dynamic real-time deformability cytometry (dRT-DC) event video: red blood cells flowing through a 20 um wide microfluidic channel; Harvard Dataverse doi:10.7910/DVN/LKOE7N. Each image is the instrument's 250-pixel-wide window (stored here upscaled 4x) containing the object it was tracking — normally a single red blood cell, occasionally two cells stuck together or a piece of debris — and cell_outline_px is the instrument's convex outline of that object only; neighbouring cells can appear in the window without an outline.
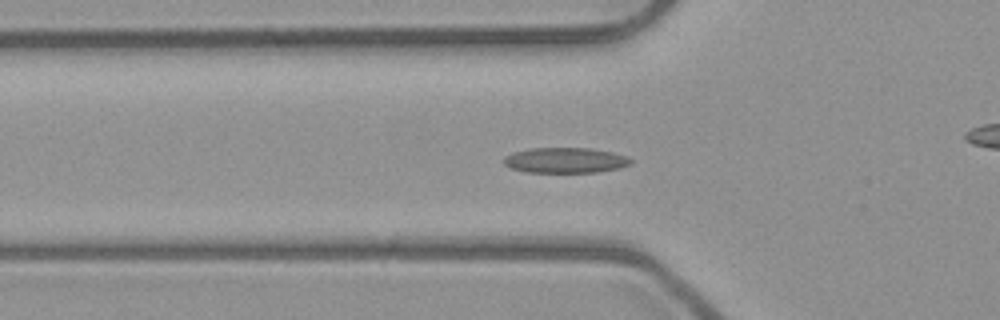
{"species": "common noctule bat (a hibernating species)", "species_latin": "Nyctalus noctula", "temperature_condition": "room temperature", "stored_images_in_passage": 53, "camera_frame_rate_fps": 3000, "um_per_image_px": 0.085, "animal": {"sex": "male", "body_mass_g": 23.1, "forearm_length_mm": 52.7}, "frame": {"image": 1, "passage_image": 18, "time_ms": 5.667, "image_size_px": [1000, 320], "cell_outline_px": [[632, 164], [620, 168], [596, 172], [524, 172], [512, 168], [504, 164], [504, 156], [512, 152], [532, 148], [588, 148], [612, 152], [628, 156], [632, 160]], "centroid_in_image_um": [48.06, 13.62], "position_along_channel_um": 77.7, "area_um2": 18.84}}
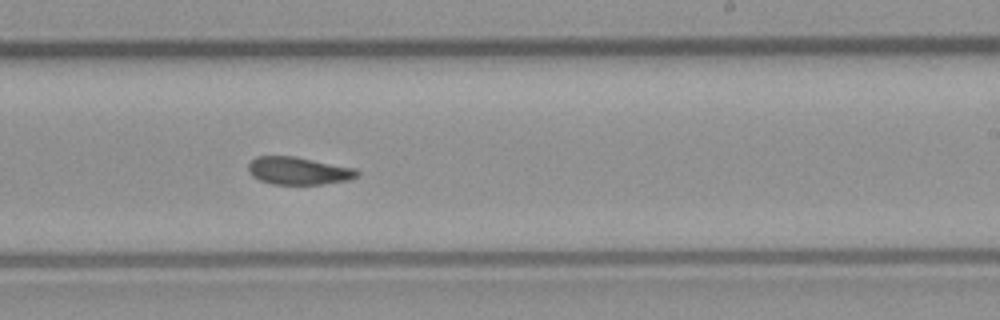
{"frame": {"image": 2, "passage_image": 32, "time_ms": 10.333, "image_size_px": [1000, 320], "cell_outline_px": [[360, 172], [352, 180], [324, 184], [272, 184], [260, 180], [252, 176], [248, 172], [248, 164], [256, 156], [296, 156], [356, 168]], "centroid_in_image_um": [25.39, 14.51], "position_along_channel_um": 263.6, "area_um2": 17.74}}
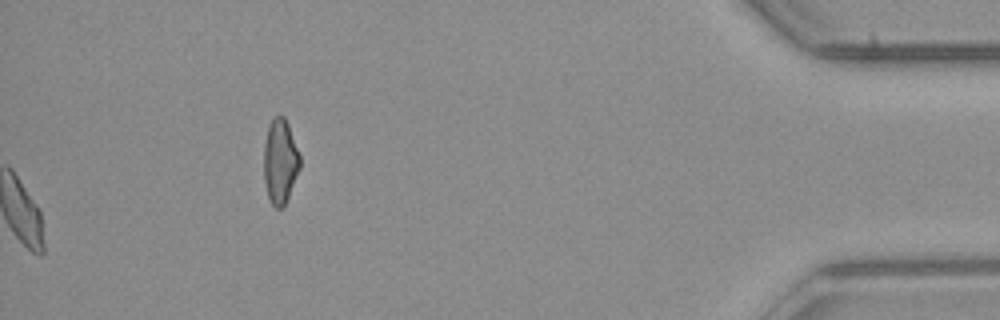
{"frame": {"image": 3, "passage_image": 53, "time_ms": 17.333, "image_size_px": [1000, 320], "cell_outline_px": [[300, 168], [288, 196], [284, 204], [280, 208], [276, 208], [272, 204], [268, 196], [264, 180], [264, 144], [268, 128], [272, 120], [276, 116], [284, 116], [288, 124], [300, 156]], "centroid_in_image_um": [23.81, 13.71], "position_along_channel_um": 411.4, "area_um2": 17.46}, "authors_computed_cell_mechanics": {"area_um2": 18.0914, "velocity_mm_per_s": 3.9578, "shape_relaxation_time_tau1_ms": null, "shape_relaxation_time_tau2_ms": 3.2632, "deformation_change_tau1": null, "deformation_change_tau2": 0.0867}}